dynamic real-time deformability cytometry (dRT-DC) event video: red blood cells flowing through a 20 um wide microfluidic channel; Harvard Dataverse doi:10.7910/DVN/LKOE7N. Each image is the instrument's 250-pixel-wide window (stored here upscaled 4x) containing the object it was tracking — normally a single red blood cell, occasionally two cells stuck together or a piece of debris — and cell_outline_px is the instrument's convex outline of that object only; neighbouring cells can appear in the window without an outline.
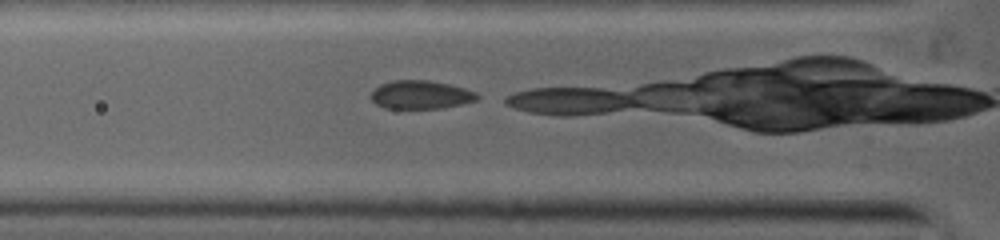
{"species": "common noctule bat (a hibernating species)", "species_latin": "Nyctalus noctula", "temperature_condition": "warm", "stored_images_in_passage": 13, "camera_frame_rate_fps": 5000, "um_per_image_px": 0.085, "animal": {"sex": "female", "body_mass_g": 19.0, "forearm_length_mm": 53.3}, "frame": {"image": 1, "passage_image": 3, "time_ms": 0.4, "image_size_px": [1000, 240], "cell_outline_px": [[480, 96], [476, 100], [460, 104], [440, 108], [384, 108], [376, 104], [372, 100], [372, 92], [380, 84], [396, 80], [424, 80], [448, 84], [464, 88], [476, 92]], "centroid_in_image_um": [35.76, 8.05], "position_along_channel_um": 90.0, "area_um2": 17.28}}
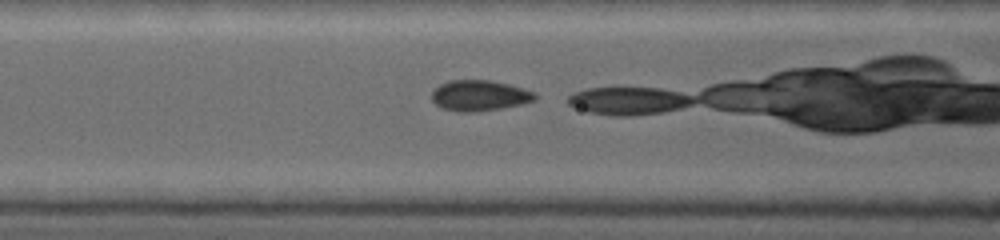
{"frame": {"image": 2, "passage_image": 7, "time_ms": 1.2, "image_size_px": [1000, 240], "cell_outline_px": [[536, 96], [532, 100], [520, 104], [500, 108], [464, 112], [444, 108], [436, 104], [432, 100], [432, 92], [440, 84], [452, 80], [488, 80], [508, 84], [532, 92]], "centroid_in_image_um": [40.7, 8.1], "position_along_channel_um": 125.9, "area_um2": 17.74}}